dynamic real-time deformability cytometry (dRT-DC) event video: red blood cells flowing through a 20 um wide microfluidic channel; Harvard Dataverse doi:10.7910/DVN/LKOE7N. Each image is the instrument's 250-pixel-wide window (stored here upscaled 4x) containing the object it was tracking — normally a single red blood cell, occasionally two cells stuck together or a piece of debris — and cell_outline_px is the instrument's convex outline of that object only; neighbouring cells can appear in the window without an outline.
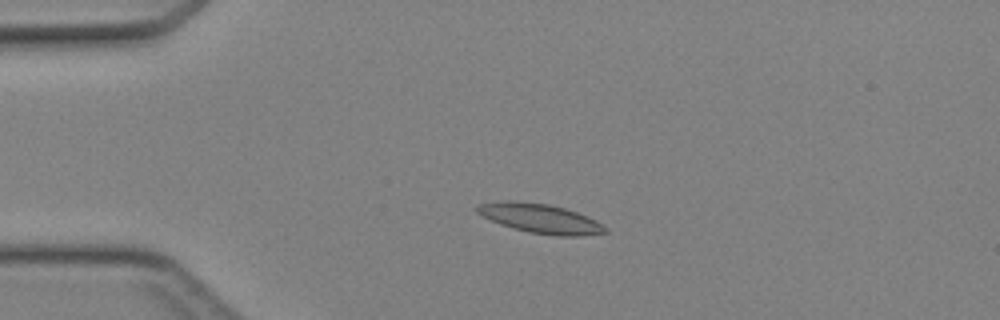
{"species": "Egyptian fruit bat (a non-hibernating species)", "species_latin": "Rousettus aegyptiacus", "temperature_condition": "cold", "stored_images_in_passage": 35, "camera_frame_rate_fps": 3000, "um_per_image_px": 0.085, "animal": {"sex": "female"}, "frame": {"image": 1, "passage_image": 5, "time_ms": 1.333, "image_size_px": [1000, 320], "cell_outline_px": [[608, 232], [580, 236], [556, 236], [528, 232], [500, 224], [476, 212], [476, 204], [504, 200], [516, 200], [548, 204], [564, 208], [588, 216], [596, 220], [608, 228]], "centroid_in_image_um": [45.93, 18.56], "position_along_channel_um": 39.1, "area_um2": 22.02}}
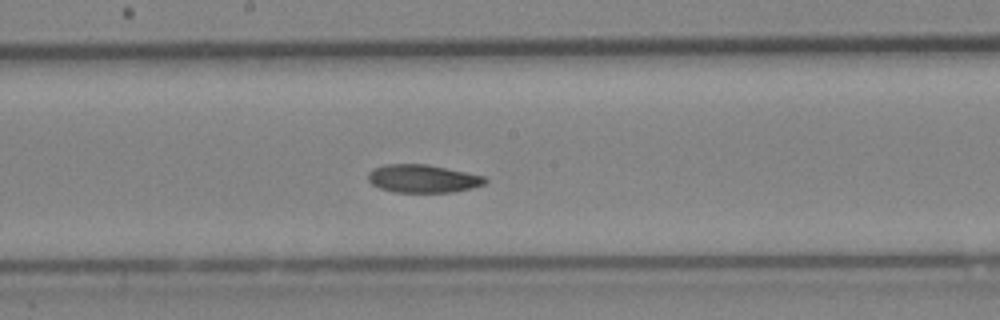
{"frame": {"image": 2, "passage_image": 19, "time_ms": 6.0, "image_size_px": [1000, 320], "cell_outline_px": [[488, 180], [484, 184], [472, 188], [452, 192], [392, 192], [380, 188], [372, 184], [368, 180], [368, 172], [372, 168], [384, 164], [428, 164], [484, 176]], "centroid_in_image_um": [35.91, 15.18], "position_along_channel_um": 212.3, "area_um2": 19.19}}
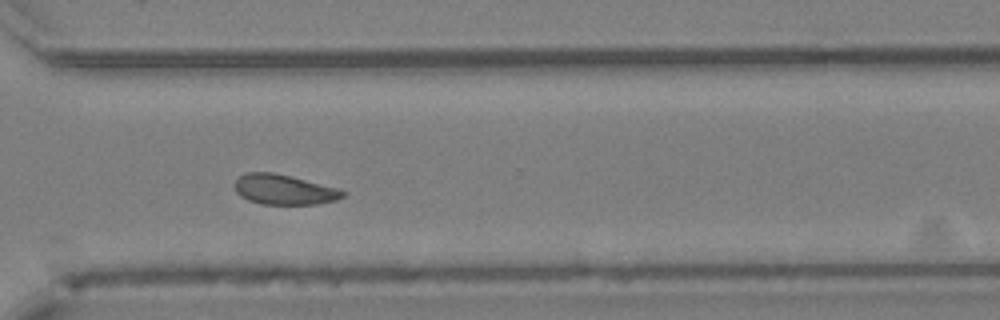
{"frame": {"image": 3, "passage_image": 28, "time_ms": 9.0, "image_size_px": [1000, 320], "cell_outline_px": [[348, 192], [344, 196], [336, 200], [316, 204], [260, 204], [248, 200], [240, 196], [236, 192], [236, 180], [240, 176], [248, 172], [272, 172], [340, 188]], "centroid_in_image_um": [24.18, 16.12], "position_along_channel_um": 346.4, "area_um2": 18.9}}